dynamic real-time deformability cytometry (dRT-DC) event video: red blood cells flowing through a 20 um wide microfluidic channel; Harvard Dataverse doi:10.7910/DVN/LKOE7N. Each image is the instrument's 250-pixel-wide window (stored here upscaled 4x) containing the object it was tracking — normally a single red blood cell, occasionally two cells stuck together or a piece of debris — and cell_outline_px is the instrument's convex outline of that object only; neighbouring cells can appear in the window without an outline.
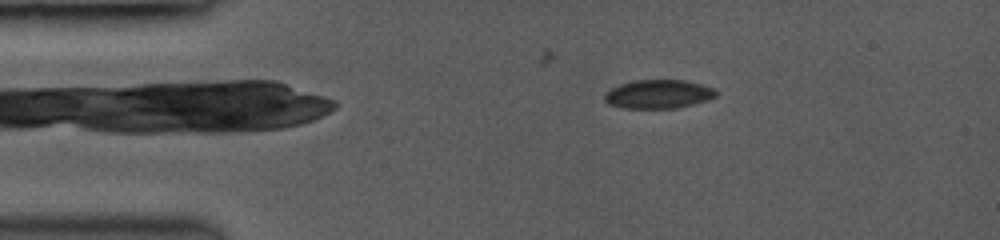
{"species": "common noctule bat (a hibernating species)", "species_latin": "Nyctalus noctula", "temperature_condition": "room temperature", "stored_images_in_passage": 6, "camera_frame_rate_fps": 3500, "um_per_image_px": 0.085, "animal": {"sex": "female", "body_mass_g": 19.0, "forearm_length_mm": 53.3}, "frame": {"image": 1, "passage_image": 3, "time_ms": 0.571, "image_size_px": [1000, 240], "cell_outline_px": [[716, 96], [708, 100], [676, 108], [620, 108], [608, 104], [604, 100], [604, 96], [612, 88], [620, 84], [636, 80], [684, 80], [700, 84], [712, 88], [716, 92]], "centroid_in_image_um": [55.94, 8.01], "position_along_channel_um": 29.1, "area_um2": 18.5}}
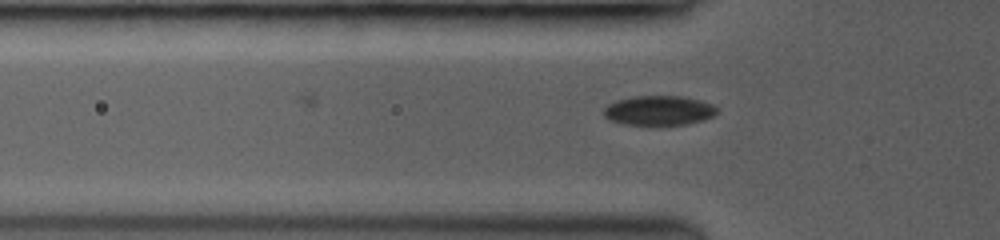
{"frame": {"image": 2, "passage_image": 6, "time_ms": 1.429, "image_size_px": [1000, 240], "cell_outline_px": [[716, 112], [712, 116], [700, 120], [684, 124], [624, 124], [612, 120], [604, 116], [604, 108], [608, 104], [616, 100], [636, 96], [676, 96], [696, 100], [712, 104], [716, 108]], "centroid_in_image_um": [55.95, 9.38], "position_along_channel_um": 69.9, "area_um2": 18.9}}